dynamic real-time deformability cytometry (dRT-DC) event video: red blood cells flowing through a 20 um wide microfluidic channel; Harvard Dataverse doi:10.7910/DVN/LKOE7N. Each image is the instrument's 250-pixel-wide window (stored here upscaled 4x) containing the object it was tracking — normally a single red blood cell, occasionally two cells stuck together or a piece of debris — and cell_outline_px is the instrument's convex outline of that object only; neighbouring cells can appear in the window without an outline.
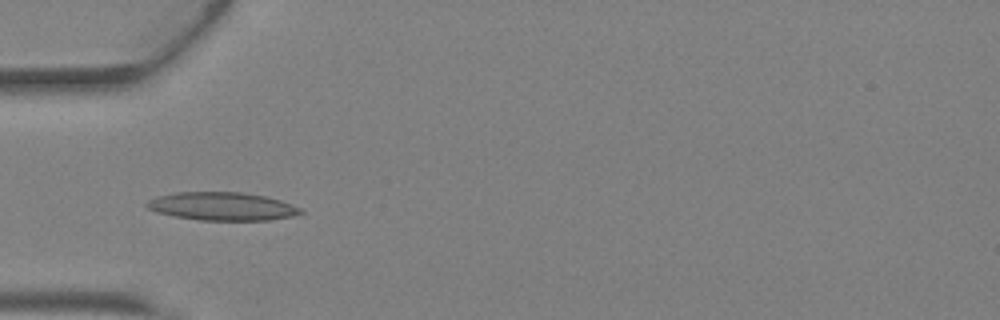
{"species": "Egyptian fruit bat (a non-hibernating species)", "species_latin": "Rousettus aegyptiacus", "temperature_condition": "warm", "stored_images_in_passage": 37, "camera_frame_rate_fps": 3000, "um_per_image_px": 0.085, "animal": {"sex": "female"}, "frame": {"image": 1, "passage_image": 13, "time_ms": 4.0, "image_size_px": [1000, 320], "cell_outline_px": [[304, 212], [292, 216], [268, 220], [200, 220], [176, 216], [156, 212], [148, 208], [144, 204], [148, 200], [156, 196], [176, 192], [244, 192], [264, 196], [280, 200], [292, 204], [300, 208]], "centroid_in_image_um": [18.86, 17.53], "position_along_channel_um": 66.1, "area_um2": 25.2}}
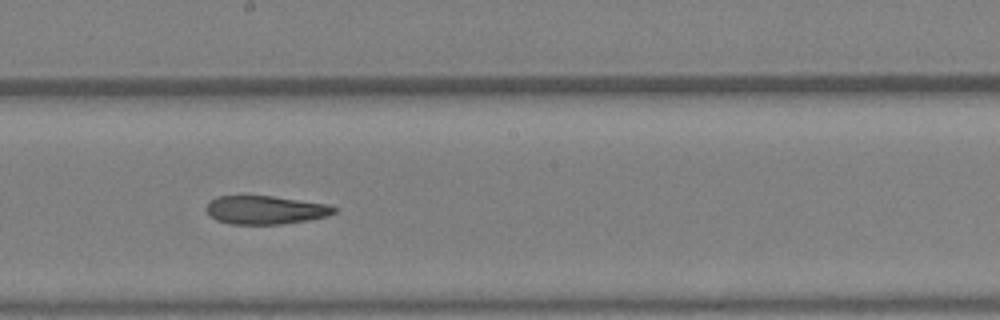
{"frame": {"image": 2, "passage_image": 23, "time_ms": 7.333, "image_size_px": [1000, 320], "cell_outline_px": [[336, 212], [328, 216], [308, 220], [280, 224], [232, 224], [216, 220], [204, 208], [208, 200], [216, 196], [272, 196], [328, 204], [336, 208]], "centroid_in_image_um": [22.53, 17.84], "position_along_channel_um": 225.7, "area_um2": 21.21}}
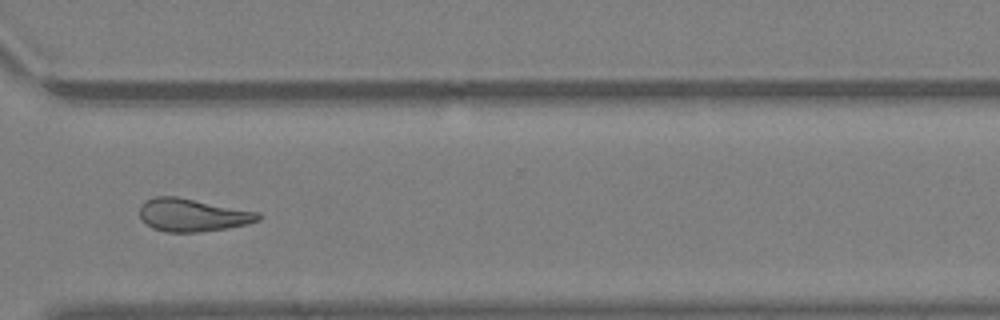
{"frame": {"image": 3, "passage_image": 31, "time_ms": 10.0, "image_size_px": [1000, 320], "cell_outline_px": [[260, 220], [248, 224], [200, 232], [168, 232], [152, 228], [140, 220], [140, 204], [144, 200], [156, 196], [176, 196], [260, 212]], "centroid_in_image_um": [16.33, 18.27], "position_along_channel_um": 354.3, "area_um2": 22.83}, "authors_computed_cell_mechanics": {"area_um2": 23.3512, "velocity_mm_per_s": 4.8258, "shape_relaxation_time_tau1_ms": null, "shape_relaxation_time_tau2_ms": 6.0649, "deformation_change_tau1": null, "deformation_change_tau2": 0.1652}}